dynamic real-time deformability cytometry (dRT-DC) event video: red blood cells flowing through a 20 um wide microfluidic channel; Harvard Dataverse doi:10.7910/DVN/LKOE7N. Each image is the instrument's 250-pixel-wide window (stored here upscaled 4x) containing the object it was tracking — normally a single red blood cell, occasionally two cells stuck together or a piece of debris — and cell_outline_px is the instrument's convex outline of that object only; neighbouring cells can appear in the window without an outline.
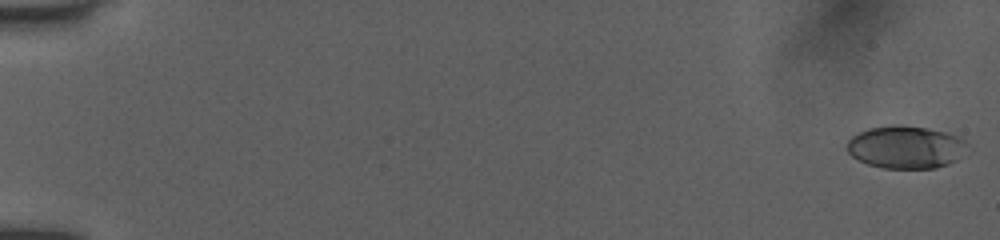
{"species": "human", "species_latin": "Homo sapiens", "temperature_condition": "room temperature", "stored_images_in_passage": 62, "camera_frame_rate_fps": 3000, "um_per_image_px": 0.085, "donor": {"sex": "female"}, "frame": {"image": 1, "passage_image": 1, "time_ms": 0.0, "image_size_px": [1000, 240], "cell_outline_px": [[964, 144], [956, 160], [948, 164], [936, 168], [884, 168], [868, 164], [852, 156], [848, 152], [848, 140], [852, 136], [868, 128], [888, 124], [904, 124], [928, 128], [960, 136], [964, 140]], "centroid_in_image_um": [76.93, 12.48], "position_along_channel_um": 8.1, "area_um2": 29.65}}
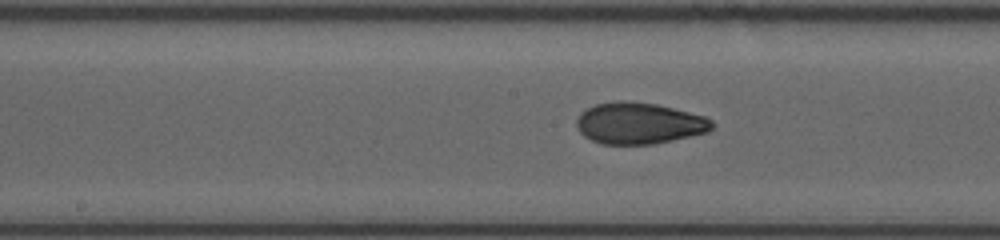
{"frame": {"image": 2, "passage_image": 32, "time_ms": 9.333, "image_size_px": [1000, 240], "cell_outline_px": [[712, 128], [708, 132], [672, 140], [652, 144], [600, 144], [584, 136], [580, 132], [576, 124], [576, 120], [580, 112], [596, 104], [616, 100], [628, 100], [656, 104], [704, 116], [712, 120]], "centroid_in_image_um": [54.29, 10.47], "position_along_channel_um": 193.9, "area_um2": 32.66}}
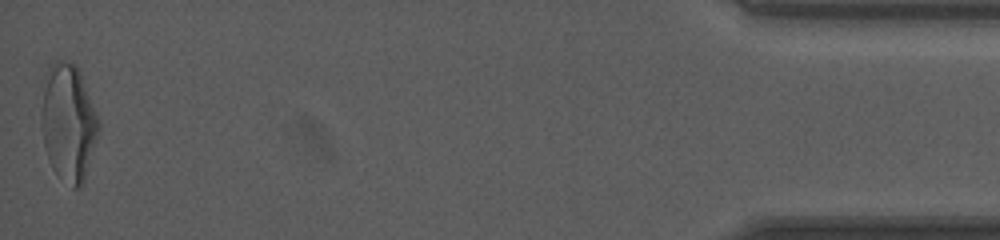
{"frame": {"image": 3, "passage_image": 61, "time_ms": 17.333, "image_size_px": [1000, 240], "cell_outline_px": [[100, 128], [84, 180], [80, 188], [72, 188], [52, 168], [44, 148], [40, 124], [40, 116], [48, 64], [52, 60], [68, 60], [76, 64], [80, 72], [100, 120]], "centroid_in_image_um": [5.8, 10.38], "position_along_channel_um": 429.4, "area_um2": 39.42}, "authors_computed_cell_mechanics": {"area_um2": 32.1946, "velocity_mm_per_s": 3.9935, "shape_relaxation_time_tau1_ms": 7.152, "shape_relaxation_time_tau2_ms": 0.9879, "deformation_change_tau1": 0.2247, "deformation_change_tau2": 0.0633}}